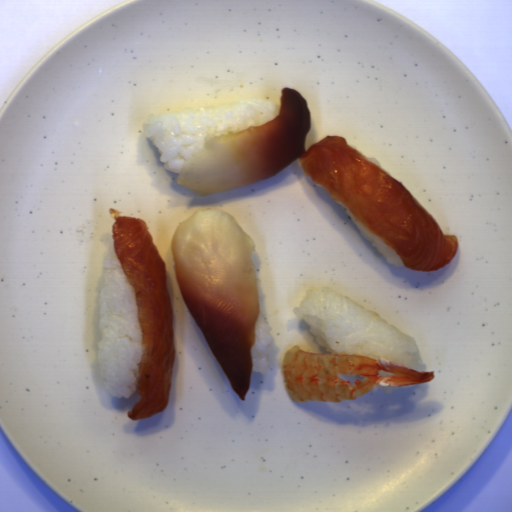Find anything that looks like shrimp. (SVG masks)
<instances>
[{"mask_svg": "<svg viewBox=\"0 0 512 512\" xmlns=\"http://www.w3.org/2000/svg\"><path fill=\"white\" fill-rule=\"evenodd\" d=\"M282 374L293 401L339 404L377 388L432 383L435 371H416L364 354L308 353L295 344L282 358Z\"/></svg>", "mask_w": 512, "mask_h": 512, "instance_id": "1", "label": "shrimp"}]
</instances>
